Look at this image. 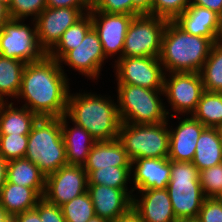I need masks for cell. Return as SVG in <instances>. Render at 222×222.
<instances>
[{"label":"cell","mask_w":222,"mask_h":222,"mask_svg":"<svg viewBox=\"0 0 222 222\" xmlns=\"http://www.w3.org/2000/svg\"><path fill=\"white\" fill-rule=\"evenodd\" d=\"M170 118H172V120L173 118H177L178 124L173 125ZM174 126L176 127L174 128ZM205 128L206 127L192 115L168 117V159L172 161L192 162L195 156L197 140Z\"/></svg>","instance_id":"2e32d148"},{"label":"cell","mask_w":222,"mask_h":222,"mask_svg":"<svg viewBox=\"0 0 222 222\" xmlns=\"http://www.w3.org/2000/svg\"><path fill=\"white\" fill-rule=\"evenodd\" d=\"M80 90L75 93L70 90L66 116L87 130L96 141L117 139L122 122L116 96L113 99L111 94Z\"/></svg>","instance_id":"7a4b0ae2"},{"label":"cell","mask_w":222,"mask_h":222,"mask_svg":"<svg viewBox=\"0 0 222 222\" xmlns=\"http://www.w3.org/2000/svg\"><path fill=\"white\" fill-rule=\"evenodd\" d=\"M46 7V0H11L8 13L10 19L35 20Z\"/></svg>","instance_id":"d6a6232c"},{"label":"cell","mask_w":222,"mask_h":222,"mask_svg":"<svg viewBox=\"0 0 222 222\" xmlns=\"http://www.w3.org/2000/svg\"><path fill=\"white\" fill-rule=\"evenodd\" d=\"M171 160L165 158H139L131 164L130 186L135 191L166 189L170 181Z\"/></svg>","instance_id":"e0dca14e"},{"label":"cell","mask_w":222,"mask_h":222,"mask_svg":"<svg viewBox=\"0 0 222 222\" xmlns=\"http://www.w3.org/2000/svg\"><path fill=\"white\" fill-rule=\"evenodd\" d=\"M113 222H144L142 218L131 208L126 214L119 216Z\"/></svg>","instance_id":"ee69618b"},{"label":"cell","mask_w":222,"mask_h":222,"mask_svg":"<svg viewBox=\"0 0 222 222\" xmlns=\"http://www.w3.org/2000/svg\"><path fill=\"white\" fill-rule=\"evenodd\" d=\"M35 209L41 222H66L61 207L47 202L44 198L38 202Z\"/></svg>","instance_id":"f35d334b"},{"label":"cell","mask_w":222,"mask_h":222,"mask_svg":"<svg viewBox=\"0 0 222 222\" xmlns=\"http://www.w3.org/2000/svg\"><path fill=\"white\" fill-rule=\"evenodd\" d=\"M220 137H221V143H222V128H220Z\"/></svg>","instance_id":"11a10c76"},{"label":"cell","mask_w":222,"mask_h":222,"mask_svg":"<svg viewBox=\"0 0 222 222\" xmlns=\"http://www.w3.org/2000/svg\"><path fill=\"white\" fill-rule=\"evenodd\" d=\"M96 216L115 221L132 208V198L123 190L98 184H88Z\"/></svg>","instance_id":"d6986e66"},{"label":"cell","mask_w":222,"mask_h":222,"mask_svg":"<svg viewBox=\"0 0 222 222\" xmlns=\"http://www.w3.org/2000/svg\"><path fill=\"white\" fill-rule=\"evenodd\" d=\"M0 2H2L8 6L10 4L11 0H0Z\"/></svg>","instance_id":"816d5d0a"},{"label":"cell","mask_w":222,"mask_h":222,"mask_svg":"<svg viewBox=\"0 0 222 222\" xmlns=\"http://www.w3.org/2000/svg\"><path fill=\"white\" fill-rule=\"evenodd\" d=\"M173 22L188 34L209 38L213 43L222 40L218 14L207 8L189 5Z\"/></svg>","instance_id":"ffe728a7"},{"label":"cell","mask_w":222,"mask_h":222,"mask_svg":"<svg viewBox=\"0 0 222 222\" xmlns=\"http://www.w3.org/2000/svg\"><path fill=\"white\" fill-rule=\"evenodd\" d=\"M213 44L209 38L188 34L173 21H168L159 55L164 73H200Z\"/></svg>","instance_id":"3957f363"},{"label":"cell","mask_w":222,"mask_h":222,"mask_svg":"<svg viewBox=\"0 0 222 222\" xmlns=\"http://www.w3.org/2000/svg\"><path fill=\"white\" fill-rule=\"evenodd\" d=\"M88 190L87 172L80 165H65L46 176L43 198L61 206Z\"/></svg>","instance_id":"4fadbf2b"},{"label":"cell","mask_w":222,"mask_h":222,"mask_svg":"<svg viewBox=\"0 0 222 222\" xmlns=\"http://www.w3.org/2000/svg\"><path fill=\"white\" fill-rule=\"evenodd\" d=\"M87 222H111V221L100 218L99 216L95 215L93 218L89 219Z\"/></svg>","instance_id":"c3c4849f"},{"label":"cell","mask_w":222,"mask_h":222,"mask_svg":"<svg viewBox=\"0 0 222 222\" xmlns=\"http://www.w3.org/2000/svg\"><path fill=\"white\" fill-rule=\"evenodd\" d=\"M200 75L205 91L217 92L222 87V40L211 47Z\"/></svg>","instance_id":"4dcf8cb0"},{"label":"cell","mask_w":222,"mask_h":222,"mask_svg":"<svg viewBox=\"0 0 222 222\" xmlns=\"http://www.w3.org/2000/svg\"><path fill=\"white\" fill-rule=\"evenodd\" d=\"M7 222H17L14 217H10Z\"/></svg>","instance_id":"f5cc1de1"},{"label":"cell","mask_w":222,"mask_h":222,"mask_svg":"<svg viewBox=\"0 0 222 222\" xmlns=\"http://www.w3.org/2000/svg\"><path fill=\"white\" fill-rule=\"evenodd\" d=\"M117 139L131 161L139 158L168 157V120L159 124L121 123Z\"/></svg>","instance_id":"52a82bcc"},{"label":"cell","mask_w":222,"mask_h":222,"mask_svg":"<svg viewBox=\"0 0 222 222\" xmlns=\"http://www.w3.org/2000/svg\"><path fill=\"white\" fill-rule=\"evenodd\" d=\"M190 5L207 8L219 15L222 9V0H191Z\"/></svg>","instance_id":"60d3db41"},{"label":"cell","mask_w":222,"mask_h":222,"mask_svg":"<svg viewBox=\"0 0 222 222\" xmlns=\"http://www.w3.org/2000/svg\"><path fill=\"white\" fill-rule=\"evenodd\" d=\"M89 13L92 26L101 41L105 57L109 60L113 59L112 62L122 58L127 30L135 15L107 13L97 10H90Z\"/></svg>","instance_id":"5bb4252c"},{"label":"cell","mask_w":222,"mask_h":222,"mask_svg":"<svg viewBox=\"0 0 222 222\" xmlns=\"http://www.w3.org/2000/svg\"><path fill=\"white\" fill-rule=\"evenodd\" d=\"M92 0H46L47 7L51 8H91Z\"/></svg>","instance_id":"ab89813d"},{"label":"cell","mask_w":222,"mask_h":222,"mask_svg":"<svg viewBox=\"0 0 222 222\" xmlns=\"http://www.w3.org/2000/svg\"><path fill=\"white\" fill-rule=\"evenodd\" d=\"M6 181L35 189L42 197L45 192L46 175L26 158L8 161Z\"/></svg>","instance_id":"484cf974"},{"label":"cell","mask_w":222,"mask_h":222,"mask_svg":"<svg viewBox=\"0 0 222 222\" xmlns=\"http://www.w3.org/2000/svg\"><path fill=\"white\" fill-rule=\"evenodd\" d=\"M10 19L8 13V6L0 2V28L2 25Z\"/></svg>","instance_id":"bcb514c9"},{"label":"cell","mask_w":222,"mask_h":222,"mask_svg":"<svg viewBox=\"0 0 222 222\" xmlns=\"http://www.w3.org/2000/svg\"><path fill=\"white\" fill-rule=\"evenodd\" d=\"M153 0H132L133 6L141 14H150Z\"/></svg>","instance_id":"7bdbcfd3"},{"label":"cell","mask_w":222,"mask_h":222,"mask_svg":"<svg viewBox=\"0 0 222 222\" xmlns=\"http://www.w3.org/2000/svg\"><path fill=\"white\" fill-rule=\"evenodd\" d=\"M192 116L205 127L222 128V97L218 92L204 91Z\"/></svg>","instance_id":"f546056e"},{"label":"cell","mask_w":222,"mask_h":222,"mask_svg":"<svg viewBox=\"0 0 222 222\" xmlns=\"http://www.w3.org/2000/svg\"><path fill=\"white\" fill-rule=\"evenodd\" d=\"M163 91L166 112L171 117L192 115L205 90L200 73L171 72L164 74Z\"/></svg>","instance_id":"9c48e42d"},{"label":"cell","mask_w":222,"mask_h":222,"mask_svg":"<svg viewBox=\"0 0 222 222\" xmlns=\"http://www.w3.org/2000/svg\"><path fill=\"white\" fill-rule=\"evenodd\" d=\"M106 62L108 63V59L104 55L101 41L94 28L85 35L81 43L75 46L74 49L69 50L59 60L64 74H67L64 66H68L69 69H72L71 71L74 70L79 75L81 74L85 78L91 79L96 85Z\"/></svg>","instance_id":"8fae6325"},{"label":"cell","mask_w":222,"mask_h":222,"mask_svg":"<svg viewBox=\"0 0 222 222\" xmlns=\"http://www.w3.org/2000/svg\"><path fill=\"white\" fill-rule=\"evenodd\" d=\"M111 65L117 84L163 90L165 73L159 57H122Z\"/></svg>","instance_id":"7c38bea8"},{"label":"cell","mask_w":222,"mask_h":222,"mask_svg":"<svg viewBox=\"0 0 222 222\" xmlns=\"http://www.w3.org/2000/svg\"><path fill=\"white\" fill-rule=\"evenodd\" d=\"M132 161L128 157L123 145L118 139L111 141H97L91 148L86 163L83 165L87 175L96 169L114 167H131Z\"/></svg>","instance_id":"7402d4cb"},{"label":"cell","mask_w":222,"mask_h":222,"mask_svg":"<svg viewBox=\"0 0 222 222\" xmlns=\"http://www.w3.org/2000/svg\"><path fill=\"white\" fill-rule=\"evenodd\" d=\"M17 105L13 101L0 102V134L28 135L39 118L26 107Z\"/></svg>","instance_id":"603a6c76"},{"label":"cell","mask_w":222,"mask_h":222,"mask_svg":"<svg viewBox=\"0 0 222 222\" xmlns=\"http://www.w3.org/2000/svg\"><path fill=\"white\" fill-rule=\"evenodd\" d=\"M218 17H219L220 29H221V31H222V9H221V11H220Z\"/></svg>","instance_id":"f907efd6"},{"label":"cell","mask_w":222,"mask_h":222,"mask_svg":"<svg viewBox=\"0 0 222 222\" xmlns=\"http://www.w3.org/2000/svg\"><path fill=\"white\" fill-rule=\"evenodd\" d=\"M197 219L200 222H222V198H205Z\"/></svg>","instance_id":"74e56055"},{"label":"cell","mask_w":222,"mask_h":222,"mask_svg":"<svg viewBox=\"0 0 222 222\" xmlns=\"http://www.w3.org/2000/svg\"><path fill=\"white\" fill-rule=\"evenodd\" d=\"M28 135L0 134V156L7 161L25 158Z\"/></svg>","instance_id":"e575fe53"},{"label":"cell","mask_w":222,"mask_h":222,"mask_svg":"<svg viewBox=\"0 0 222 222\" xmlns=\"http://www.w3.org/2000/svg\"><path fill=\"white\" fill-rule=\"evenodd\" d=\"M68 77L59 61L46 54L42 59L26 64L15 100L39 118L62 117L66 115L71 90Z\"/></svg>","instance_id":"6da1fadb"},{"label":"cell","mask_w":222,"mask_h":222,"mask_svg":"<svg viewBox=\"0 0 222 222\" xmlns=\"http://www.w3.org/2000/svg\"><path fill=\"white\" fill-rule=\"evenodd\" d=\"M93 28L90 13H85L77 22L70 26L61 36L58 43L47 53L59 61L69 50L82 42L85 35Z\"/></svg>","instance_id":"83f0119b"},{"label":"cell","mask_w":222,"mask_h":222,"mask_svg":"<svg viewBox=\"0 0 222 222\" xmlns=\"http://www.w3.org/2000/svg\"><path fill=\"white\" fill-rule=\"evenodd\" d=\"M91 10L135 16L141 15L133 6L132 0H92Z\"/></svg>","instance_id":"8d00e7d4"},{"label":"cell","mask_w":222,"mask_h":222,"mask_svg":"<svg viewBox=\"0 0 222 222\" xmlns=\"http://www.w3.org/2000/svg\"><path fill=\"white\" fill-rule=\"evenodd\" d=\"M26 159L47 176L67 165L61 117L38 118L28 134Z\"/></svg>","instance_id":"277c9868"},{"label":"cell","mask_w":222,"mask_h":222,"mask_svg":"<svg viewBox=\"0 0 222 222\" xmlns=\"http://www.w3.org/2000/svg\"><path fill=\"white\" fill-rule=\"evenodd\" d=\"M87 178L88 184H98L123 189L131 198L133 197L134 190L128 185L131 183V167L110 166L107 168H99L91 171L87 175Z\"/></svg>","instance_id":"f1b7e54d"},{"label":"cell","mask_w":222,"mask_h":222,"mask_svg":"<svg viewBox=\"0 0 222 222\" xmlns=\"http://www.w3.org/2000/svg\"><path fill=\"white\" fill-rule=\"evenodd\" d=\"M192 163L198 171L222 163V143L220 128L206 127L196 143L195 156Z\"/></svg>","instance_id":"d4e9b609"},{"label":"cell","mask_w":222,"mask_h":222,"mask_svg":"<svg viewBox=\"0 0 222 222\" xmlns=\"http://www.w3.org/2000/svg\"><path fill=\"white\" fill-rule=\"evenodd\" d=\"M136 192L132 197V208L144 222L177 221L167 189H147Z\"/></svg>","instance_id":"ac0fdd59"},{"label":"cell","mask_w":222,"mask_h":222,"mask_svg":"<svg viewBox=\"0 0 222 222\" xmlns=\"http://www.w3.org/2000/svg\"><path fill=\"white\" fill-rule=\"evenodd\" d=\"M205 198H222V163L199 171Z\"/></svg>","instance_id":"836d02e7"},{"label":"cell","mask_w":222,"mask_h":222,"mask_svg":"<svg viewBox=\"0 0 222 222\" xmlns=\"http://www.w3.org/2000/svg\"><path fill=\"white\" fill-rule=\"evenodd\" d=\"M61 129L67 164L83 166L87 161L92 146L97 141L87 130L72 122L66 115L61 117Z\"/></svg>","instance_id":"44dd1931"},{"label":"cell","mask_w":222,"mask_h":222,"mask_svg":"<svg viewBox=\"0 0 222 222\" xmlns=\"http://www.w3.org/2000/svg\"><path fill=\"white\" fill-rule=\"evenodd\" d=\"M42 198L35 189L6 181L0 192V205L13 217L34 209Z\"/></svg>","instance_id":"cb8c5ba5"},{"label":"cell","mask_w":222,"mask_h":222,"mask_svg":"<svg viewBox=\"0 0 222 222\" xmlns=\"http://www.w3.org/2000/svg\"><path fill=\"white\" fill-rule=\"evenodd\" d=\"M167 22L150 14L134 16L124 40L122 57H159Z\"/></svg>","instance_id":"30bf717a"},{"label":"cell","mask_w":222,"mask_h":222,"mask_svg":"<svg viewBox=\"0 0 222 222\" xmlns=\"http://www.w3.org/2000/svg\"><path fill=\"white\" fill-rule=\"evenodd\" d=\"M60 207L66 222H87L95 216L94 206L88 191Z\"/></svg>","instance_id":"1f68e13d"},{"label":"cell","mask_w":222,"mask_h":222,"mask_svg":"<svg viewBox=\"0 0 222 222\" xmlns=\"http://www.w3.org/2000/svg\"><path fill=\"white\" fill-rule=\"evenodd\" d=\"M222 97V87L217 91Z\"/></svg>","instance_id":"db71d44e"},{"label":"cell","mask_w":222,"mask_h":222,"mask_svg":"<svg viewBox=\"0 0 222 222\" xmlns=\"http://www.w3.org/2000/svg\"><path fill=\"white\" fill-rule=\"evenodd\" d=\"M116 85L115 96L122 123L159 124L168 120L163 90L131 84Z\"/></svg>","instance_id":"5b68a950"},{"label":"cell","mask_w":222,"mask_h":222,"mask_svg":"<svg viewBox=\"0 0 222 222\" xmlns=\"http://www.w3.org/2000/svg\"><path fill=\"white\" fill-rule=\"evenodd\" d=\"M191 0H153L151 15L173 21L190 5Z\"/></svg>","instance_id":"d590c367"},{"label":"cell","mask_w":222,"mask_h":222,"mask_svg":"<svg viewBox=\"0 0 222 222\" xmlns=\"http://www.w3.org/2000/svg\"><path fill=\"white\" fill-rule=\"evenodd\" d=\"M7 167H8V161L4 160L1 156H0V192H1V188L3 187V185L6 182V178H7Z\"/></svg>","instance_id":"f6af8a7d"},{"label":"cell","mask_w":222,"mask_h":222,"mask_svg":"<svg viewBox=\"0 0 222 222\" xmlns=\"http://www.w3.org/2000/svg\"><path fill=\"white\" fill-rule=\"evenodd\" d=\"M167 191L176 219L197 218L205 196L192 162L172 161Z\"/></svg>","instance_id":"8992f818"},{"label":"cell","mask_w":222,"mask_h":222,"mask_svg":"<svg viewBox=\"0 0 222 222\" xmlns=\"http://www.w3.org/2000/svg\"><path fill=\"white\" fill-rule=\"evenodd\" d=\"M176 222H200L197 218L178 219Z\"/></svg>","instance_id":"681fc988"},{"label":"cell","mask_w":222,"mask_h":222,"mask_svg":"<svg viewBox=\"0 0 222 222\" xmlns=\"http://www.w3.org/2000/svg\"><path fill=\"white\" fill-rule=\"evenodd\" d=\"M11 216L6 212V210L0 205V222H7Z\"/></svg>","instance_id":"7dc6e473"},{"label":"cell","mask_w":222,"mask_h":222,"mask_svg":"<svg viewBox=\"0 0 222 222\" xmlns=\"http://www.w3.org/2000/svg\"><path fill=\"white\" fill-rule=\"evenodd\" d=\"M17 222H41L38 211L34 208L13 216Z\"/></svg>","instance_id":"b9f144b4"},{"label":"cell","mask_w":222,"mask_h":222,"mask_svg":"<svg viewBox=\"0 0 222 222\" xmlns=\"http://www.w3.org/2000/svg\"><path fill=\"white\" fill-rule=\"evenodd\" d=\"M90 10L46 7L35 19L38 42L46 54L58 43L63 33Z\"/></svg>","instance_id":"9a60e30c"},{"label":"cell","mask_w":222,"mask_h":222,"mask_svg":"<svg viewBox=\"0 0 222 222\" xmlns=\"http://www.w3.org/2000/svg\"><path fill=\"white\" fill-rule=\"evenodd\" d=\"M25 21L9 19L2 25L0 55L28 64L42 59L46 52L39 45L35 20Z\"/></svg>","instance_id":"ba28073f"},{"label":"cell","mask_w":222,"mask_h":222,"mask_svg":"<svg viewBox=\"0 0 222 222\" xmlns=\"http://www.w3.org/2000/svg\"><path fill=\"white\" fill-rule=\"evenodd\" d=\"M26 63L0 55V102L14 101L22 84Z\"/></svg>","instance_id":"4316f807"}]
</instances>
